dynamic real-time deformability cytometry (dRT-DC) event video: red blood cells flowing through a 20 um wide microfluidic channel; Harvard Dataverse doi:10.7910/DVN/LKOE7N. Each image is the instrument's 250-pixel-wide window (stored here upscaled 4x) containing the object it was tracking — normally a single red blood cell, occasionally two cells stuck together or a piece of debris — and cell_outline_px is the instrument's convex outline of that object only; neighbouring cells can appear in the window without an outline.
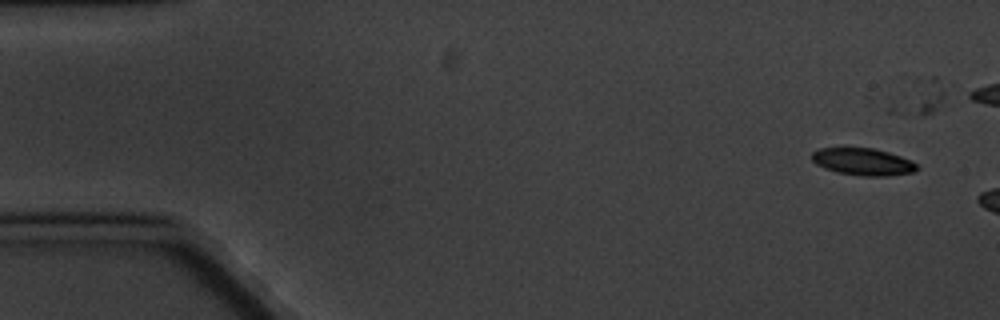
{"species": "common noctule bat (a hibernating species)", "species_latin": "Nyctalus noctula", "temperature_condition": "cold", "stored_images_in_passage": 3, "camera_frame_rate_fps": 3000, "um_per_image_px": 0.085, "animal": {"sex": "male", "body_mass_g": 20.1, "forearm_length_mm": 53.5}, "frame": {"image": 1, "passage_image": 1, "time_ms": 0.0, "image_size_px": [1000, 320], "cell_outline_px": [[920, 168], [912, 172], [888, 176], [864, 176], [836, 172], [824, 168], [816, 164], [812, 160], [812, 152], [820, 148], [844, 144], [872, 148], [888, 152], [912, 160]], "centroid_in_image_um": [73.29, 13.7], "position_along_channel_um": 11.7, "area_um2": 17.34}}